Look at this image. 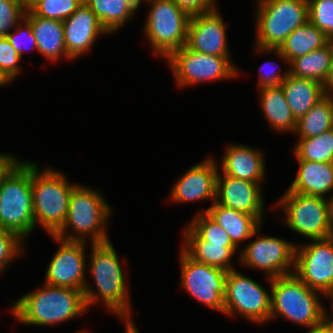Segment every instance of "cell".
I'll return each mask as SVG.
<instances>
[{"instance_id":"cell-2","label":"cell","mask_w":333,"mask_h":333,"mask_svg":"<svg viewBox=\"0 0 333 333\" xmlns=\"http://www.w3.org/2000/svg\"><path fill=\"white\" fill-rule=\"evenodd\" d=\"M42 284L41 288L27 292L11 305L10 313L20 324L56 326L76 319L88 310L81 290Z\"/></svg>"},{"instance_id":"cell-42","label":"cell","mask_w":333,"mask_h":333,"mask_svg":"<svg viewBox=\"0 0 333 333\" xmlns=\"http://www.w3.org/2000/svg\"><path fill=\"white\" fill-rule=\"evenodd\" d=\"M323 298H328L329 302H330V307H328L330 309V312L329 309L327 308L326 309V306L323 305V323L333 327V287H331L327 292H325L323 294V296H321ZM328 310V311H327Z\"/></svg>"},{"instance_id":"cell-8","label":"cell","mask_w":333,"mask_h":333,"mask_svg":"<svg viewBox=\"0 0 333 333\" xmlns=\"http://www.w3.org/2000/svg\"><path fill=\"white\" fill-rule=\"evenodd\" d=\"M145 39L156 56L167 59L187 42L190 15L173 0H146Z\"/></svg>"},{"instance_id":"cell-22","label":"cell","mask_w":333,"mask_h":333,"mask_svg":"<svg viewBox=\"0 0 333 333\" xmlns=\"http://www.w3.org/2000/svg\"><path fill=\"white\" fill-rule=\"evenodd\" d=\"M182 249L196 262L215 266L226 271L235 269L233 258L240 249L237 246L209 243L202 240L188 225L184 226ZM234 256V257H233Z\"/></svg>"},{"instance_id":"cell-6","label":"cell","mask_w":333,"mask_h":333,"mask_svg":"<svg viewBox=\"0 0 333 333\" xmlns=\"http://www.w3.org/2000/svg\"><path fill=\"white\" fill-rule=\"evenodd\" d=\"M31 180L32 162L21 160L0 186V228L24 241L35 231Z\"/></svg>"},{"instance_id":"cell-9","label":"cell","mask_w":333,"mask_h":333,"mask_svg":"<svg viewBox=\"0 0 333 333\" xmlns=\"http://www.w3.org/2000/svg\"><path fill=\"white\" fill-rule=\"evenodd\" d=\"M273 207L284 212L282 222L290 230L308 241L332 237L329 198L286 190Z\"/></svg>"},{"instance_id":"cell-18","label":"cell","mask_w":333,"mask_h":333,"mask_svg":"<svg viewBox=\"0 0 333 333\" xmlns=\"http://www.w3.org/2000/svg\"><path fill=\"white\" fill-rule=\"evenodd\" d=\"M218 162L214 157H206L204 160L191 166L175 182L169 193L170 202L195 203V201H215L216 177Z\"/></svg>"},{"instance_id":"cell-7","label":"cell","mask_w":333,"mask_h":333,"mask_svg":"<svg viewBox=\"0 0 333 333\" xmlns=\"http://www.w3.org/2000/svg\"><path fill=\"white\" fill-rule=\"evenodd\" d=\"M255 45L279 49L285 39L309 20L307 0H256Z\"/></svg>"},{"instance_id":"cell-28","label":"cell","mask_w":333,"mask_h":333,"mask_svg":"<svg viewBox=\"0 0 333 333\" xmlns=\"http://www.w3.org/2000/svg\"><path fill=\"white\" fill-rule=\"evenodd\" d=\"M109 34L122 30L134 18L140 5L136 0H83Z\"/></svg>"},{"instance_id":"cell-46","label":"cell","mask_w":333,"mask_h":333,"mask_svg":"<svg viewBox=\"0 0 333 333\" xmlns=\"http://www.w3.org/2000/svg\"><path fill=\"white\" fill-rule=\"evenodd\" d=\"M26 11L31 10L41 0H23Z\"/></svg>"},{"instance_id":"cell-35","label":"cell","mask_w":333,"mask_h":333,"mask_svg":"<svg viewBox=\"0 0 333 333\" xmlns=\"http://www.w3.org/2000/svg\"><path fill=\"white\" fill-rule=\"evenodd\" d=\"M309 21L333 38V0H307Z\"/></svg>"},{"instance_id":"cell-36","label":"cell","mask_w":333,"mask_h":333,"mask_svg":"<svg viewBox=\"0 0 333 333\" xmlns=\"http://www.w3.org/2000/svg\"><path fill=\"white\" fill-rule=\"evenodd\" d=\"M23 0H0V37L7 36L25 16Z\"/></svg>"},{"instance_id":"cell-31","label":"cell","mask_w":333,"mask_h":333,"mask_svg":"<svg viewBox=\"0 0 333 333\" xmlns=\"http://www.w3.org/2000/svg\"><path fill=\"white\" fill-rule=\"evenodd\" d=\"M293 148L296 160L333 162V128L306 139H297Z\"/></svg>"},{"instance_id":"cell-14","label":"cell","mask_w":333,"mask_h":333,"mask_svg":"<svg viewBox=\"0 0 333 333\" xmlns=\"http://www.w3.org/2000/svg\"><path fill=\"white\" fill-rule=\"evenodd\" d=\"M293 273L322 295L333 287V236L297 244Z\"/></svg>"},{"instance_id":"cell-39","label":"cell","mask_w":333,"mask_h":333,"mask_svg":"<svg viewBox=\"0 0 333 333\" xmlns=\"http://www.w3.org/2000/svg\"><path fill=\"white\" fill-rule=\"evenodd\" d=\"M267 62L268 63H263L262 66L258 68L257 89L262 87L279 86L284 79L290 75V68L284 69V72L281 73V70H276L280 66H275L274 68V65L276 64L273 60Z\"/></svg>"},{"instance_id":"cell-5","label":"cell","mask_w":333,"mask_h":333,"mask_svg":"<svg viewBox=\"0 0 333 333\" xmlns=\"http://www.w3.org/2000/svg\"><path fill=\"white\" fill-rule=\"evenodd\" d=\"M265 279L271 292L270 321L281 317L307 330L323 323L321 293L309 288L294 273Z\"/></svg>"},{"instance_id":"cell-10","label":"cell","mask_w":333,"mask_h":333,"mask_svg":"<svg viewBox=\"0 0 333 333\" xmlns=\"http://www.w3.org/2000/svg\"><path fill=\"white\" fill-rule=\"evenodd\" d=\"M166 61L180 88H190L204 82L230 81L240 75V69L231 61V57L204 54L186 45L174 51Z\"/></svg>"},{"instance_id":"cell-38","label":"cell","mask_w":333,"mask_h":333,"mask_svg":"<svg viewBox=\"0 0 333 333\" xmlns=\"http://www.w3.org/2000/svg\"><path fill=\"white\" fill-rule=\"evenodd\" d=\"M6 37L21 57H23L25 51L30 49L37 52V43L32 33V27L25 18Z\"/></svg>"},{"instance_id":"cell-43","label":"cell","mask_w":333,"mask_h":333,"mask_svg":"<svg viewBox=\"0 0 333 333\" xmlns=\"http://www.w3.org/2000/svg\"><path fill=\"white\" fill-rule=\"evenodd\" d=\"M330 43L333 47V38L330 39ZM324 89L326 94L333 95V52H332L330 71L326 83L324 84Z\"/></svg>"},{"instance_id":"cell-44","label":"cell","mask_w":333,"mask_h":333,"mask_svg":"<svg viewBox=\"0 0 333 333\" xmlns=\"http://www.w3.org/2000/svg\"><path fill=\"white\" fill-rule=\"evenodd\" d=\"M307 333H333V327L325 323H321L320 325L310 328Z\"/></svg>"},{"instance_id":"cell-1","label":"cell","mask_w":333,"mask_h":333,"mask_svg":"<svg viewBox=\"0 0 333 333\" xmlns=\"http://www.w3.org/2000/svg\"><path fill=\"white\" fill-rule=\"evenodd\" d=\"M90 246L87 272L89 271L90 276L92 275L96 286H91L89 281L85 283L83 293L88 310L91 306L102 302L101 305L107 311L112 312L124 323H134L132 301L129 296L130 285H127L129 282H126V276L123 273V267L128 266L125 265L127 259L121 262L111 241Z\"/></svg>"},{"instance_id":"cell-27","label":"cell","mask_w":333,"mask_h":333,"mask_svg":"<svg viewBox=\"0 0 333 333\" xmlns=\"http://www.w3.org/2000/svg\"><path fill=\"white\" fill-rule=\"evenodd\" d=\"M287 104L298 121L325 95L324 85L318 81L287 76L281 84Z\"/></svg>"},{"instance_id":"cell-40","label":"cell","mask_w":333,"mask_h":333,"mask_svg":"<svg viewBox=\"0 0 333 333\" xmlns=\"http://www.w3.org/2000/svg\"><path fill=\"white\" fill-rule=\"evenodd\" d=\"M180 8L190 16L208 12L215 9L218 5L217 0H173Z\"/></svg>"},{"instance_id":"cell-23","label":"cell","mask_w":333,"mask_h":333,"mask_svg":"<svg viewBox=\"0 0 333 333\" xmlns=\"http://www.w3.org/2000/svg\"><path fill=\"white\" fill-rule=\"evenodd\" d=\"M24 18L30 23L37 43V52L53 63L72 59L67 55L64 41L63 21L36 16L31 10Z\"/></svg>"},{"instance_id":"cell-3","label":"cell","mask_w":333,"mask_h":333,"mask_svg":"<svg viewBox=\"0 0 333 333\" xmlns=\"http://www.w3.org/2000/svg\"><path fill=\"white\" fill-rule=\"evenodd\" d=\"M112 213L102 192L78 182L70 195L66 221L55 236L68 241L90 240L91 244L111 241L107 224Z\"/></svg>"},{"instance_id":"cell-20","label":"cell","mask_w":333,"mask_h":333,"mask_svg":"<svg viewBox=\"0 0 333 333\" xmlns=\"http://www.w3.org/2000/svg\"><path fill=\"white\" fill-rule=\"evenodd\" d=\"M220 162L222 174L253 183L263 184L266 178L264 153L246 144H228Z\"/></svg>"},{"instance_id":"cell-48","label":"cell","mask_w":333,"mask_h":333,"mask_svg":"<svg viewBox=\"0 0 333 333\" xmlns=\"http://www.w3.org/2000/svg\"><path fill=\"white\" fill-rule=\"evenodd\" d=\"M330 213H331V231L333 236V196L330 197Z\"/></svg>"},{"instance_id":"cell-33","label":"cell","mask_w":333,"mask_h":333,"mask_svg":"<svg viewBox=\"0 0 333 333\" xmlns=\"http://www.w3.org/2000/svg\"><path fill=\"white\" fill-rule=\"evenodd\" d=\"M83 0H41L31 11L39 17L64 21L71 16Z\"/></svg>"},{"instance_id":"cell-11","label":"cell","mask_w":333,"mask_h":333,"mask_svg":"<svg viewBox=\"0 0 333 333\" xmlns=\"http://www.w3.org/2000/svg\"><path fill=\"white\" fill-rule=\"evenodd\" d=\"M271 292L261 283L235 269L227 271L224 295V315L264 325L270 322Z\"/></svg>"},{"instance_id":"cell-12","label":"cell","mask_w":333,"mask_h":333,"mask_svg":"<svg viewBox=\"0 0 333 333\" xmlns=\"http://www.w3.org/2000/svg\"><path fill=\"white\" fill-rule=\"evenodd\" d=\"M261 228L262 225L253 233L256 239L249 241L237 253L242 267L258 269L271 279L293 273L296 243L281 237L263 236Z\"/></svg>"},{"instance_id":"cell-24","label":"cell","mask_w":333,"mask_h":333,"mask_svg":"<svg viewBox=\"0 0 333 333\" xmlns=\"http://www.w3.org/2000/svg\"><path fill=\"white\" fill-rule=\"evenodd\" d=\"M297 162L299 167L296 176L287 190L330 199L333 196V162L307 160H297ZM330 193L332 195H329Z\"/></svg>"},{"instance_id":"cell-32","label":"cell","mask_w":333,"mask_h":333,"mask_svg":"<svg viewBox=\"0 0 333 333\" xmlns=\"http://www.w3.org/2000/svg\"><path fill=\"white\" fill-rule=\"evenodd\" d=\"M186 224L204 241L223 244V246H236L223 227L206 212H196L190 222Z\"/></svg>"},{"instance_id":"cell-29","label":"cell","mask_w":333,"mask_h":333,"mask_svg":"<svg viewBox=\"0 0 333 333\" xmlns=\"http://www.w3.org/2000/svg\"><path fill=\"white\" fill-rule=\"evenodd\" d=\"M332 52L333 47L329 42L315 51L294 59L290 63V74L298 78L315 80L324 85L330 71Z\"/></svg>"},{"instance_id":"cell-13","label":"cell","mask_w":333,"mask_h":333,"mask_svg":"<svg viewBox=\"0 0 333 333\" xmlns=\"http://www.w3.org/2000/svg\"><path fill=\"white\" fill-rule=\"evenodd\" d=\"M180 285L190 297L205 307L224 314L227 271L191 259L182 249L179 253Z\"/></svg>"},{"instance_id":"cell-49","label":"cell","mask_w":333,"mask_h":333,"mask_svg":"<svg viewBox=\"0 0 333 333\" xmlns=\"http://www.w3.org/2000/svg\"><path fill=\"white\" fill-rule=\"evenodd\" d=\"M74 333V332H73ZM75 333H88L87 330L85 329H79V331H76Z\"/></svg>"},{"instance_id":"cell-16","label":"cell","mask_w":333,"mask_h":333,"mask_svg":"<svg viewBox=\"0 0 333 333\" xmlns=\"http://www.w3.org/2000/svg\"><path fill=\"white\" fill-rule=\"evenodd\" d=\"M219 8L191 15L188 24L186 46L204 54L230 57L226 23Z\"/></svg>"},{"instance_id":"cell-47","label":"cell","mask_w":333,"mask_h":333,"mask_svg":"<svg viewBox=\"0 0 333 333\" xmlns=\"http://www.w3.org/2000/svg\"><path fill=\"white\" fill-rule=\"evenodd\" d=\"M12 84V82L2 73V71L0 70V87H4L7 84Z\"/></svg>"},{"instance_id":"cell-50","label":"cell","mask_w":333,"mask_h":333,"mask_svg":"<svg viewBox=\"0 0 333 333\" xmlns=\"http://www.w3.org/2000/svg\"><path fill=\"white\" fill-rule=\"evenodd\" d=\"M146 0H136V2L141 6L142 2Z\"/></svg>"},{"instance_id":"cell-19","label":"cell","mask_w":333,"mask_h":333,"mask_svg":"<svg viewBox=\"0 0 333 333\" xmlns=\"http://www.w3.org/2000/svg\"><path fill=\"white\" fill-rule=\"evenodd\" d=\"M63 29L67 55L72 60L80 59L92 50L101 35H110L84 2L63 21Z\"/></svg>"},{"instance_id":"cell-15","label":"cell","mask_w":333,"mask_h":333,"mask_svg":"<svg viewBox=\"0 0 333 333\" xmlns=\"http://www.w3.org/2000/svg\"><path fill=\"white\" fill-rule=\"evenodd\" d=\"M58 245L56 253L51 257L45 271L43 283L51 286L70 287L84 291L86 276V248L90 243L83 241H68L50 235ZM87 277V278H86Z\"/></svg>"},{"instance_id":"cell-26","label":"cell","mask_w":333,"mask_h":333,"mask_svg":"<svg viewBox=\"0 0 333 333\" xmlns=\"http://www.w3.org/2000/svg\"><path fill=\"white\" fill-rule=\"evenodd\" d=\"M206 212L229 235L231 241L240 249L242 242L253 238V233L263 225L255 216L222 206L215 201L208 208L198 213Z\"/></svg>"},{"instance_id":"cell-34","label":"cell","mask_w":333,"mask_h":333,"mask_svg":"<svg viewBox=\"0 0 333 333\" xmlns=\"http://www.w3.org/2000/svg\"><path fill=\"white\" fill-rule=\"evenodd\" d=\"M23 243L16 233L0 228V275L26 252Z\"/></svg>"},{"instance_id":"cell-17","label":"cell","mask_w":333,"mask_h":333,"mask_svg":"<svg viewBox=\"0 0 333 333\" xmlns=\"http://www.w3.org/2000/svg\"><path fill=\"white\" fill-rule=\"evenodd\" d=\"M261 187V184L227 176L218 170L215 202L236 211L253 215L263 223L266 211L264 193Z\"/></svg>"},{"instance_id":"cell-30","label":"cell","mask_w":333,"mask_h":333,"mask_svg":"<svg viewBox=\"0 0 333 333\" xmlns=\"http://www.w3.org/2000/svg\"><path fill=\"white\" fill-rule=\"evenodd\" d=\"M333 128V95L326 94L297 121L298 139L316 137Z\"/></svg>"},{"instance_id":"cell-37","label":"cell","mask_w":333,"mask_h":333,"mask_svg":"<svg viewBox=\"0 0 333 333\" xmlns=\"http://www.w3.org/2000/svg\"><path fill=\"white\" fill-rule=\"evenodd\" d=\"M23 59L10 44L6 36L0 37V70L13 83L20 73V60Z\"/></svg>"},{"instance_id":"cell-21","label":"cell","mask_w":333,"mask_h":333,"mask_svg":"<svg viewBox=\"0 0 333 333\" xmlns=\"http://www.w3.org/2000/svg\"><path fill=\"white\" fill-rule=\"evenodd\" d=\"M329 42L330 38L308 20L305 24L296 28L285 39L279 49H265L254 46V51L261 54H275V57H279L281 61L290 67V63L294 59L315 51Z\"/></svg>"},{"instance_id":"cell-45","label":"cell","mask_w":333,"mask_h":333,"mask_svg":"<svg viewBox=\"0 0 333 333\" xmlns=\"http://www.w3.org/2000/svg\"><path fill=\"white\" fill-rule=\"evenodd\" d=\"M124 333H139V330H137V326L134 323H125L124 327Z\"/></svg>"},{"instance_id":"cell-25","label":"cell","mask_w":333,"mask_h":333,"mask_svg":"<svg viewBox=\"0 0 333 333\" xmlns=\"http://www.w3.org/2000/svg\"><path fill=\"white\" fill-rule=\"evenodd\" d=\"M257 91L259 105L269 128L281 134L295 133L297 120L287 104L282 86L262 87Z\"/></svg>"},{"instance_id":"cell-41","label":"cell","mask_w":333,"mask_h":333,"mask_svg":"<svg viewBox=\"0 0 333 333\" xmlns=\"http://www.w3.org/2000/svg\"><path fill=\"white\" fill-rule=\"evenodd\" d=\"M19 157L10 153L0 152V186L3 179L11 172V170L20 162Z\"/></svg>"},{"instance_id":"cell-4","label":"cell","mask_w":333,"mask_h":333,"mask_svg":"<svg viewBox=\"0 0 333 333\" xmlns=\"http://www.w3.org/2000/svg\"><path fill=\"white\" fill-rule=\"evenodd\" d=\"M78 183L68 181L62 171L32 161V194L35 228L55 235L66 221L69 199Z\"/></svg>"}]
</instances>
